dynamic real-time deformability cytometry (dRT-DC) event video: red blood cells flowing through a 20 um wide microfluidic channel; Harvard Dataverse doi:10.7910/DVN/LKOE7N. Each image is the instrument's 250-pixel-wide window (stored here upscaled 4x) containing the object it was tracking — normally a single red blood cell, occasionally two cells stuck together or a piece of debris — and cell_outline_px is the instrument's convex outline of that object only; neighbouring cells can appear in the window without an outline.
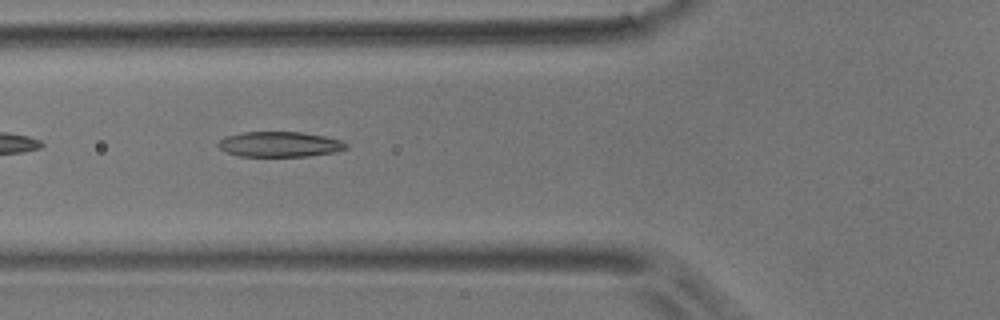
{"species": "common noctule bat (a hibernating species)", "species_latin": "Nyctalus noctula", "temperature_condition": "room temperature", "stored_images_in_passage": 5, "camera_frame_rate_fps": 3000, "um_per_image_px": 0.085, "animal": {"sex": "male", "body_mass_g": 17.9}, "frame": {"image": 1, "passage_image": 3, "time_ms": 0.667, "image_size_px": [1000, 320], "cell_outline_px": [[336, 148], [324, 152], [292, 156], [252, 156], [256, 132], [288, 132], [312, 136], [332, 140]], "centroid_in_image_um": [24.58, 12.28], "position_along_channel_um": 101.2, "area_um2": 11.68}}